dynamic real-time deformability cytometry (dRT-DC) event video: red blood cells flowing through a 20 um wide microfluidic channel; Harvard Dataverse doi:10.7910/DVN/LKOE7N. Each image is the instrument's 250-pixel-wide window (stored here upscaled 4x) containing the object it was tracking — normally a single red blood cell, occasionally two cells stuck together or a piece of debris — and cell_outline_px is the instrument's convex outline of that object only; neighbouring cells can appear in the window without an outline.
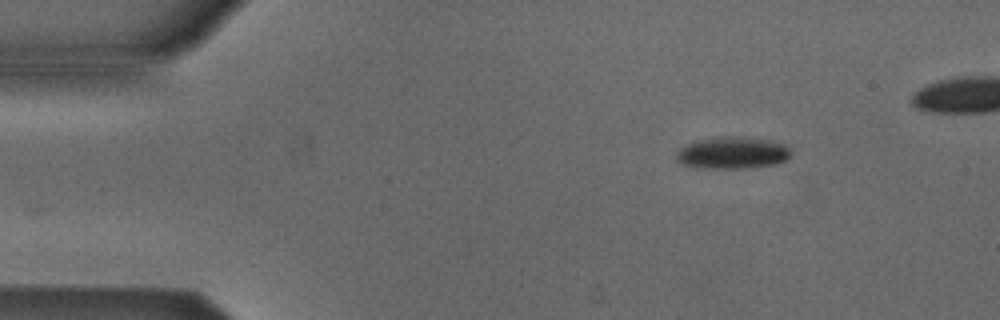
{"species": "Egyptian fruit bat (a non-hibernating species)", "species_latin": "Rousettus aegyptiacus", "temperature_condition": "cold", "stored_images_in_passage": 3, "camera_frame_rate_fps": 3000, "um_per_image_px": 0.085, "animal": {"sex": "male"}, "frame": {"image": 1, "passage_image": 3, "time_ms": 2.333, "image_size_px": [1000, 320], "cell_outline_px": [[792, 156], [788, 160], [776, 164], [748, 168], [696, 168], [680, 164], [676, 160], [676, 152], [680, 148], [696, 140], [724, 136], [740, 136], [768, 140], [784, 144], [792, 152]], "centroid_in_image_um": [62.26, 13.0], "position_along_channel_um": 22.7, "area_um2": 21.68}}